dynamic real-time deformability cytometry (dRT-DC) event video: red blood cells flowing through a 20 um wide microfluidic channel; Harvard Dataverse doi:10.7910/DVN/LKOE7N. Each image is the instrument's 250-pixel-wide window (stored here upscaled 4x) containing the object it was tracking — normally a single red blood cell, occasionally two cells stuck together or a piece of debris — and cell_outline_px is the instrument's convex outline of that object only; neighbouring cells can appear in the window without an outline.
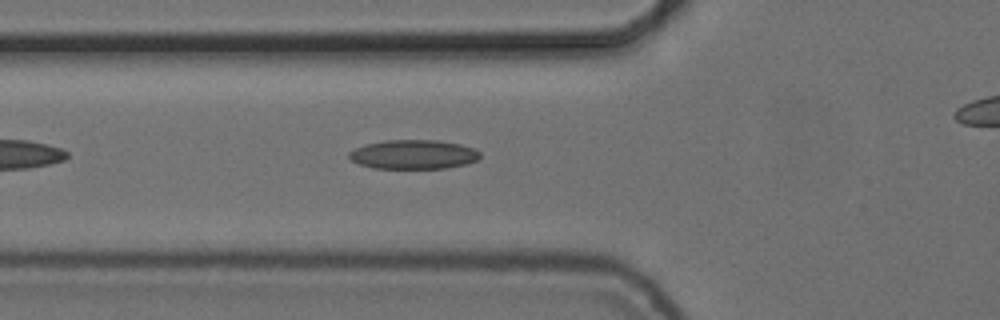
{"species": "common noctule bat (a hibernating species)", "species_latin": "Nyctalus noctula", "temperature_condition": "cold", "stored_images_in_passage": 35, "camera_frame_rate_fps": 3000, "um_per_image_px": 0.085, "animal": {"sex": "female", "body_mass_g": 24.6, "forearm_length_mm": 56.2}, "frame": {"image": 1, "passage_image": 6, "time_ms": 1.667, "image_size_px": [1000, 320], "cell_outline_px": [[480, 156], [476, 160], [464, 164], [444, 168], [372, 168], [360, 164], [352, 160], [348, 156], [348, 152], [364, 144], [384, 140], [436, 140], [460, 144], [472, 148], [480, 152]], "centroid_in_image_um": [35.1, 13.12], "position_along_channel_um": 90.7, "area_um2": 22.14}}
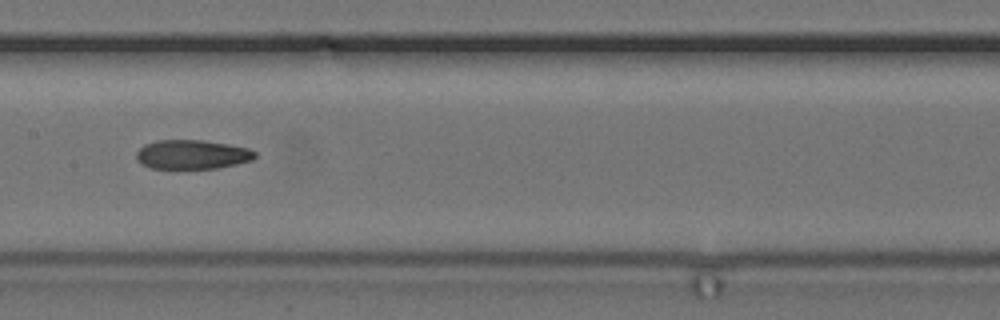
{"frame": {"image": 2, "passage_image": 14, "time_ms": 4.333, "image_size_px": [1000, 320], "cell_outline_px": [[256, 156], [252, 160], [220, 168], [152, 168], [136, 160], [136, 152], [144, 144], [156, 140], [204, 140], [228, 144], [248, 148], [256, 152]], "centroid_in_image_um": [16.33, 13.12], "position_along_channel_um": 191.1, "area_um2": 20.17}}
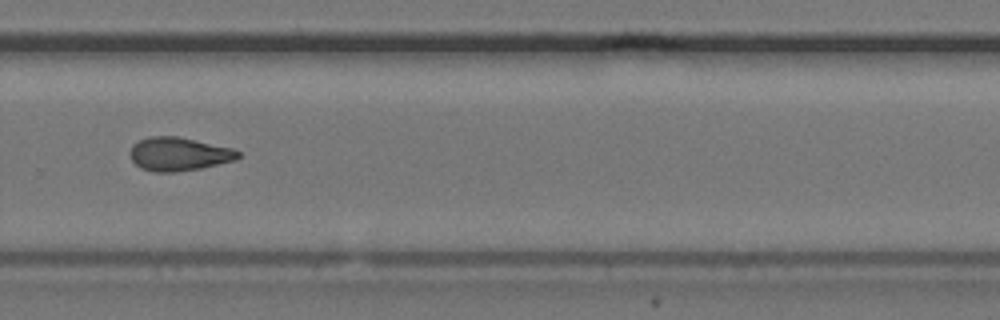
{"frame": {"image": 3, "passage_image": 24, "time_ms": 7.667, "image_size_px": [1000, 320], "cell_outline_px": [[240, 156], [236, 160], [220, 164], [200, 168], [176, 172], [152, 172], [140, 168], [132, 160], [128, 152], [132, 144], [148, 136], [176, 136], [232, 148], [240, 152]], "centroid_in_image_um": [15.17, 13.1], "position_along_channel_um": 314.6, "area_um2": 21.21}, "authors_computed_cell_mechanics": {"area_um2": 21.0392, "velocity_mm_per_s": 3.7303, "shape_relaxation_time_tau1_ms": null, "shape_relaxation_time_tau2_ms": 10.5569, "deformation_change_tau1": null, "deformation_change_tau2": 0.1523}}